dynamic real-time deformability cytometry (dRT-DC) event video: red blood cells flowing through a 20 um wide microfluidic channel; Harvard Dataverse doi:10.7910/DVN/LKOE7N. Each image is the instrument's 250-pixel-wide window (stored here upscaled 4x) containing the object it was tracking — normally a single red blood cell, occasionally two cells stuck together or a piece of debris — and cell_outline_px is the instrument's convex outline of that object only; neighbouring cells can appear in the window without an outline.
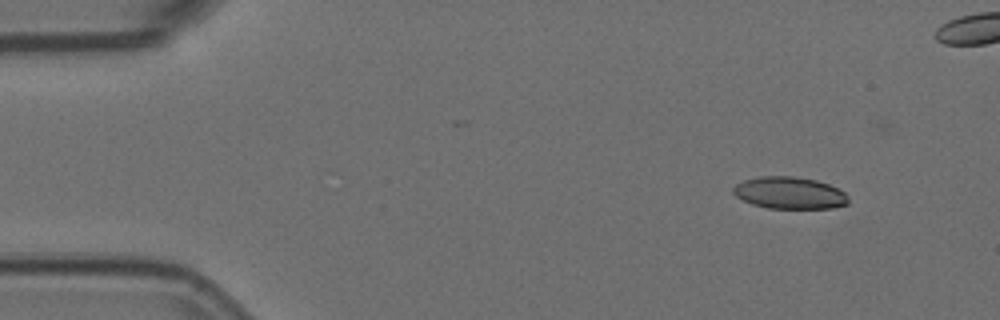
{"species": "Egyptian fruit bat (a non-hibernating species)", "species_latin": "Rousettus aegyptiacus", "temperature_condition": "room temperature", "stored_images_in_passage": 4, "camera_frame_rate_fps": 3000, "um_per_image_px": 0.085, "animal": {"sex": "female"}, "frame": {"image": 1, "passage_image": 1, "time_ms": 0.0, "image_size_px": [1000, 320], "cell_outline_px": [[848, 204], [832, 208], [768, 208], [752, 204], [736, 196], [732, 192], [732, 188], [736, 184], [744, 180], [760, 176], [792, 176], [816, 180], [828, 184], [844, 192], [848, 196]], "centroid_in_image_um": [67.1, 16.39], "position_along_channel_um": 17.9, "area_um2": 21.39}}